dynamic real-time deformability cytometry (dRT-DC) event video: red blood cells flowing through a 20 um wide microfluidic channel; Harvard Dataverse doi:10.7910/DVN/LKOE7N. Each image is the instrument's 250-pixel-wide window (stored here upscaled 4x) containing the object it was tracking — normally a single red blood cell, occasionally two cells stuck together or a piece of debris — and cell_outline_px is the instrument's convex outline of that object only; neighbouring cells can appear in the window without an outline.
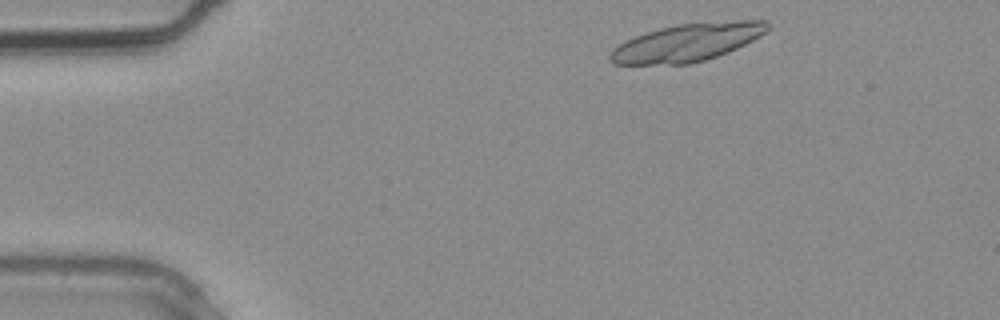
{"species": "common noctule bat (a hibernating species)", "species_latin": "Nyctalus noctula", "temperature_condition": "warm", "stored_images_in_passage": 3, "camera_frame_rate_fps": 3000, "um_per_image_px": 0.085, "animal": {"sex": "male", "body_mass_g": 20.4}, "frame": {"image": 1, "passage_image": 3, "time_ms": 0.667, "image_size_px": [1000, 320], "cell_outline_px": [[768, 28], [760, 36], [728, 52], [704, 60], [688, 64], [612, 64], [608, 60], [608, 56], [612, 48], [636, 36], [660, 28], [676, 24], [740, 20], [768, 20]], "centroid_in_image_um": [58.39, 3.61], "position_along_channel_um": 26.6, "area_um2": 34.28}}